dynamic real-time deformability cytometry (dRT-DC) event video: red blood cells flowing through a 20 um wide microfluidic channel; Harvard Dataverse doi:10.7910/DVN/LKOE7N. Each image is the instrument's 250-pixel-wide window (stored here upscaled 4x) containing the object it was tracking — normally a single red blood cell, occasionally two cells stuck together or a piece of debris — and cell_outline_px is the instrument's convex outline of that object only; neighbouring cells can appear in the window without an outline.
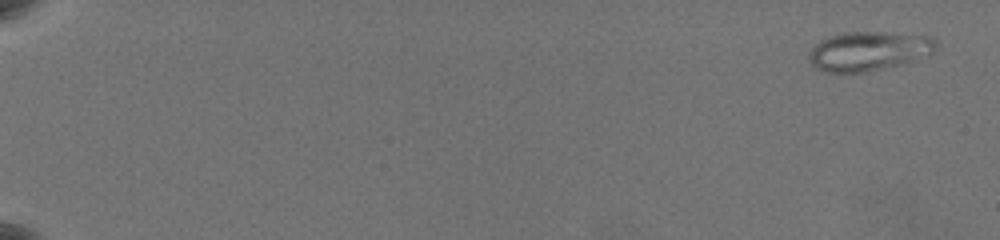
{"species": "common noctule bat (a hibernating species)", "species_latin": "Nyctalus noctula", "temperature_condition": "warm", "stored_images_in_passage": 13, "camera_frame_rate_fps": 3000, "um_per_image_px": 0.085, "animal": {"sex": "female", "body_mass_g": 19.5, "forearm_length_mm": 54.1}, "frame": {"image": 1, "passage_image": 3, "time_ms": 0.667, "image_size_px": [1000, 240], "cell_outline_px": [[936, 48], [928, 56], [916, 60], [900, 64], [864, 72], [824, 72], [816, 68], [808, 60], [808, 56], [812, 48], [820, 40], [828, 36], [844, 32], [884, 32], [932, 36], [936, 40]], "centroid_in_image_um": [73.84, 4.33], "position_along_channel_um": 11.2, "area_um2": 29.13}}